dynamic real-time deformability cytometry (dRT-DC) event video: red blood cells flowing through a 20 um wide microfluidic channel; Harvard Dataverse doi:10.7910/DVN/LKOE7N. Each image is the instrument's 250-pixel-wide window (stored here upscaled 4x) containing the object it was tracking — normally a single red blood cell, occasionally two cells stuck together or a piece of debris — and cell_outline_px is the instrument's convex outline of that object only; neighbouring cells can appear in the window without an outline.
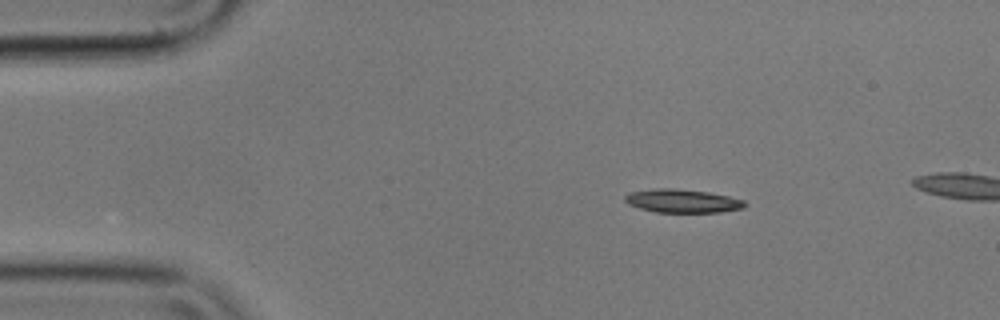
{"species": "common noctule bat (a hibernating species)", "species_latin": "Nyctalus noctula", "temperature_condition": "cold", "stored_images_in_passage": 5, "camera_frame_rate_fps": 3000, "um_per_image_px": 0.085, "animal": {"sex": "male", "body_mass_g": 17.9}, "frame": {"image": 1, "passage_image": 3, "time_ms": 0.667, "image_size_px": [1000, 320], "cell_outline_px": [[748, 204], [744, 208], [720, 212], [656, 212], [640, 208], [628, 204], [624, 200], [624, 196], [628, 192], [656, 188], [676, 188], [708, 192], [728, 196], [744, 200]], "centroid_in_image_um": [58.0, 17.07], "position_along_channel_um": 27.0, "area_um2": 16.47}}